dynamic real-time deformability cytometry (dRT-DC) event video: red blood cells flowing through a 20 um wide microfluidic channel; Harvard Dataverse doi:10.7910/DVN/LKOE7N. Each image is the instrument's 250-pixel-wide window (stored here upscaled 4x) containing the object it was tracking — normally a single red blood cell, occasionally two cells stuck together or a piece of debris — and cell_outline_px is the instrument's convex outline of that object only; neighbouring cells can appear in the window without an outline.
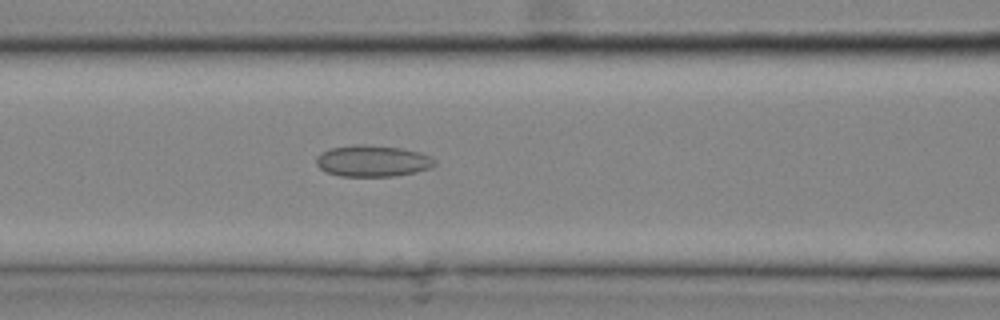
{"species": "common noctule bat (a hibernating species)", "species_latin": "Nyctalus noctula", "temperature_condition": "cold", "stored_images_in_passage": 13, "camera_frame_rate_fps": 3000, "um_per_image_px": 0.085, "animal": {"sex": "male", "body_mass_g": 20.4}, "frame": {"image": 1, "passage_image": 11, "time_ms": 3.333, "image_size_px": [1000, 320], "cell_outline_px": [[436, 164], [428, 168], [412, 172], [392, 176], [340, 176], [328, 172], [320, 168], [316, 164], [316, 156], [320, 152], [328, 148], [352, 144], [364, 144], [400, 148], [420, 152], [432, 156], [436, 160]], "centroid_in_image_um": [31.63, 13.66], "position_along_channel_um": 135.0, "area_um2": 21.73}}
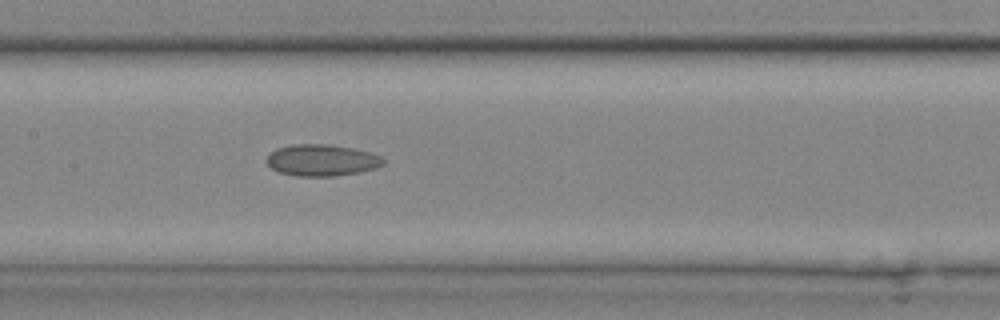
{"frame": {"image": 2, "passage_image": 13, "time_ms": 4.0, "image_size_px": [1000, 320], "cell_outline_px": [[384, 164], [376, 168], [360, 172], [336, 176], [296, 176], [280, 172], [272, 168], [264, 160], [276, 148], [292, 144], [332, 144], [352, 148], [368, 152], [380, 156], [384, 160]], "centroid_in_image_um": [27.34, 13.61], "position_along_channel_um": 180.1, "area_um2": 21.5}}